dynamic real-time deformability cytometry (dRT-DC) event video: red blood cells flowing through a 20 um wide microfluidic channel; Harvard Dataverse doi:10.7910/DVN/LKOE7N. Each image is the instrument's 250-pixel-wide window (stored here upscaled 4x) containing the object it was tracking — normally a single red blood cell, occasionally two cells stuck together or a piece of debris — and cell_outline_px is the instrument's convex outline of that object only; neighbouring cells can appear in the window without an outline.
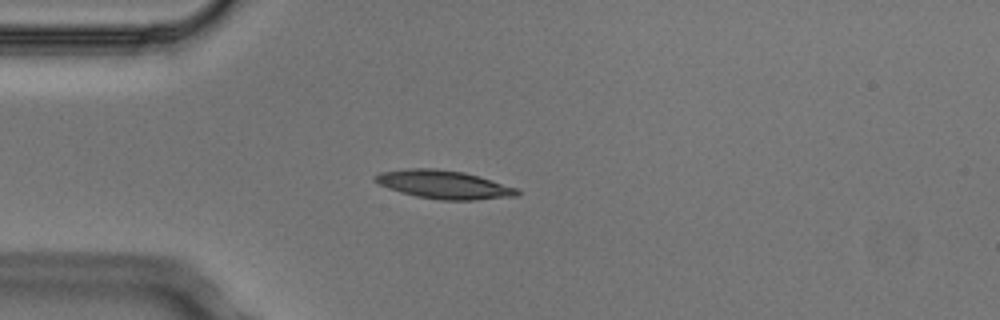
{"species": "Egyptian fruit bat (a non-hibernating species)", "species_latin": "Rousettus aegyptiacus", "temperature_condition": "cold", "stored_images_in_passage": 3, "camera_frame_rate_fps": 3000, "um_per_image_px": 0.085, "animal": {"sex": "male"}, "frame": {"image": 1, "passage_image": 3, "time_ms": 0.667, "image_size_px": [1000, 320], "cell_outline_px": [[520, 192], [516, 196], [476, 200], [440, 200], [416, 196], [400, 192], [388, 188], [372, 180], [372, 176], [380, 172], [408, 168], [436, 168], [464, 172], [480, 176], [520, 188]], "centroid_in_image_um": [37.74, 15.68], "position_along_channel_um": 47.3, "area_um2": 23.81}}